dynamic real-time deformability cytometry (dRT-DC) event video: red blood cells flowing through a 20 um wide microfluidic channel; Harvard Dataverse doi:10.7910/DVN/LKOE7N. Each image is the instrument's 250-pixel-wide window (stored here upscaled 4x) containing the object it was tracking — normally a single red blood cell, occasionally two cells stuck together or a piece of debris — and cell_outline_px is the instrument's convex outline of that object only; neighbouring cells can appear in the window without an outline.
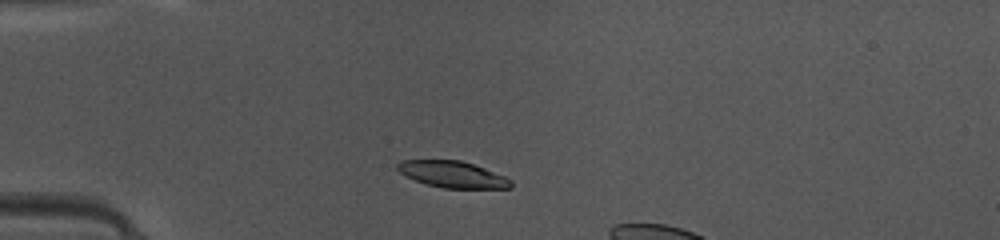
{"species": "common noctule bat (a hibernating species)", "species_latin": "Nyctalus noctula", "temperature_condition": "warm", "stored_images_in_passage": 13, "camera_frame_rate_fps": 3000, "um_per_image_px": 0.085, "animal": {"sex": "female", "body_mass_g": 10.0, "forearm_length_mm": 53.1}, "frame": {"image": 1, "passage_image": 8, "time_ms": 2.333, "image_size_px": [1000, 240], "cell_outline_px": [[512, 188], [444, 188], [428, 184], [416, 180], [400, 172], [396, 168], [396, 164], [400, 160], [460, 160], [484, 168], [504, 176], [512, 180]], "centroid_in_image_um": [38.47, 14.82], "position_along_channel_um": 46.5, "area_um2": 17.28}}